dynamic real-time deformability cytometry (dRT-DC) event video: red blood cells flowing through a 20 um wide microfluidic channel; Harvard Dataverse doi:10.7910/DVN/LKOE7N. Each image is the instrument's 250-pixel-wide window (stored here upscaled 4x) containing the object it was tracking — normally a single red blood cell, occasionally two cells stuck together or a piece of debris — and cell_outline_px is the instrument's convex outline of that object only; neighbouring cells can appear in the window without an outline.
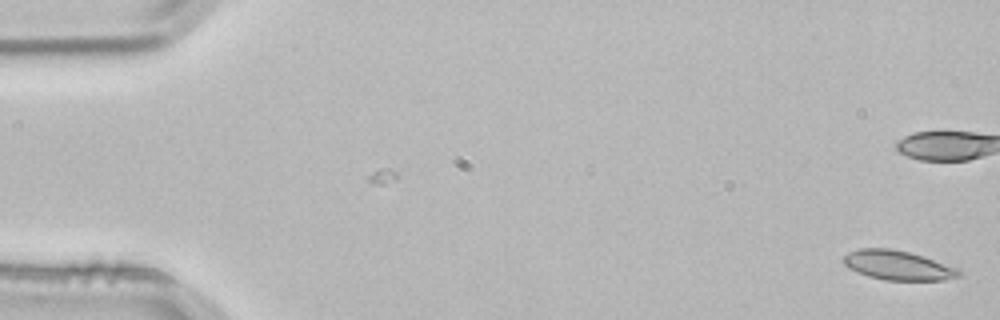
{"species": "common noctule bat (a hibernating species)", "species_latin": "Nyctalus noctula", "temperature_condition": "room temperature", "stored_images_in_passage": 54, "camera_frame_rate_fps": 3000, "um_per_image_px": 0.085, "animal": {"sex": "male", "body_mass_g": 21.5, "forearm_length_mm": 52.0}, "frame": {"image": 1, "passage_image": 1, "time_ms": 0.0, "image_size_px": [1000, 320], "cell_outline_px": [[960, 276], [944, 280], [884, 280], [868, 276], [848, 268], [844, 264], [844, 256], [848, 252], [860, 248], [888, 248], [908, 252], [924, 256], [956, 268], [960, 272]], "centroid_in_image_um": [76.29, 22.55], "position_along_channel_um": 8.7, "area_um2": 19.59}, "authors_computed_cell_mechanics": {"area_um2": 19.3919, "velocity_mm_per_s": 3.812, "shape_relaxation_time_tau1_ms": 5.4273, "shape_relaxation_time_tau2_ms": 1.4422, "deformation_change_tau1": 0.1354, "deformation_change_tau2": 0.0728}}